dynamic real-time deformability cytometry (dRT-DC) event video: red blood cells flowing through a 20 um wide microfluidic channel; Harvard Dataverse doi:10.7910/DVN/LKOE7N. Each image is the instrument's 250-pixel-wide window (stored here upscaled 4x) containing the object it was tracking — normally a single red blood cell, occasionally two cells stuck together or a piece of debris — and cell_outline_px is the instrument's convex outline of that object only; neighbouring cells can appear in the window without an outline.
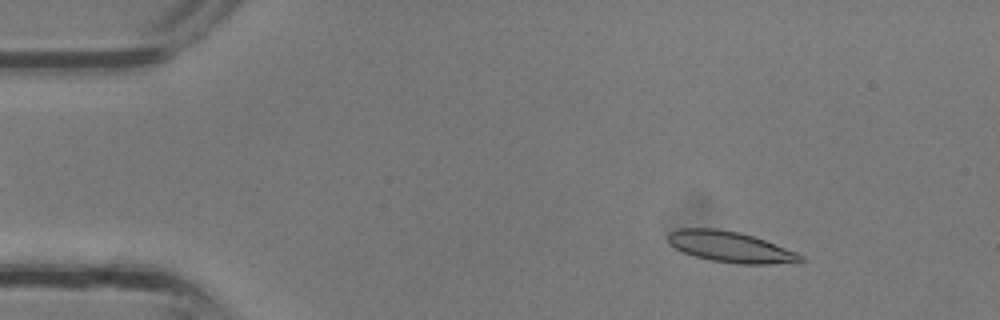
{"species": "common noctule bat (a hibernating species)", "species_latin": "Nyctalus noctula", "temperature_condition": "room temperature", "stored_images_in_passage": 10, "camera_frame_rate_fps": 3000, "um_per_image_px": 0.085, "animal": {"sex": "male", "body_mass_g": 13.3}, "frame": {"image": 1, "passage_image": 4, "time_ms": 1.0, "image_size_px": [1000, 320], "cell_outline_px": [[804, 260], [800, 264], [740, 264], [712, 260], [696, 256], [684, 252], [668, 244], [668, 232], [680, 228], [716, 228], [740, 232], [764, 240], [796, 252], [804, 256]], "centroid_in_image_um": [62.13, 20.99], "position_along_channel_um": 22.9, "area_um2": 23.93}}